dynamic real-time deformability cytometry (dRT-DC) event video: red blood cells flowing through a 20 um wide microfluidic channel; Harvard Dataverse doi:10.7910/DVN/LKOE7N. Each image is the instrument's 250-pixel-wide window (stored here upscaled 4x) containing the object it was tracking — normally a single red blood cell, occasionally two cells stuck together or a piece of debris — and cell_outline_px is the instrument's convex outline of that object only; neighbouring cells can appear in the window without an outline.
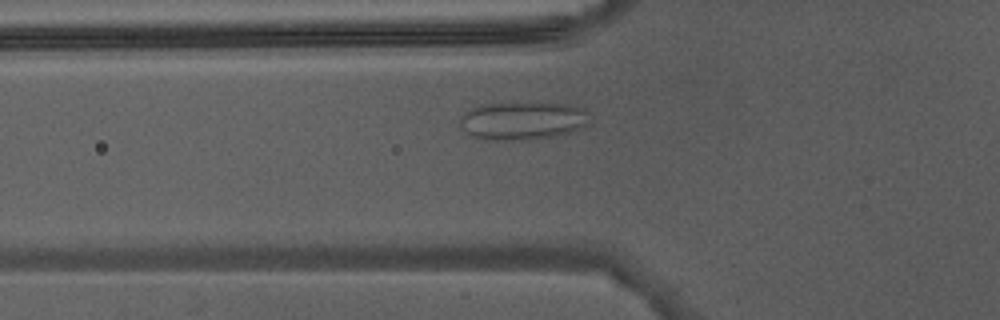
{"species": "Egyptian fruit bat (a non-hibernating species)", "species_latin": "Rousettus aegyptiacus", "temperature_condition": "warm", "stored_images_in_passage": 8, "camera_frame_rate_fps": 3000, "um_per_image_px": 0.085, "animal": {"sex": "male"}, "frame": {"image": 1, "passage_image": 3, "time_ms": 0.667, "image_size_px": [1000, 320], "cell_outline_px": [[592, 120], [588, 124], [572, 132], [552, 136], [524, 140], [484, 140], [472, 136], [460, 124], [460, 116], [472, 108], [480, 104], [572, 104], [584, 108]], "centroid_in_image_um": [44.46, 10.27], "position_along_channel_um": 81.3, "area_um2": 28.55}}